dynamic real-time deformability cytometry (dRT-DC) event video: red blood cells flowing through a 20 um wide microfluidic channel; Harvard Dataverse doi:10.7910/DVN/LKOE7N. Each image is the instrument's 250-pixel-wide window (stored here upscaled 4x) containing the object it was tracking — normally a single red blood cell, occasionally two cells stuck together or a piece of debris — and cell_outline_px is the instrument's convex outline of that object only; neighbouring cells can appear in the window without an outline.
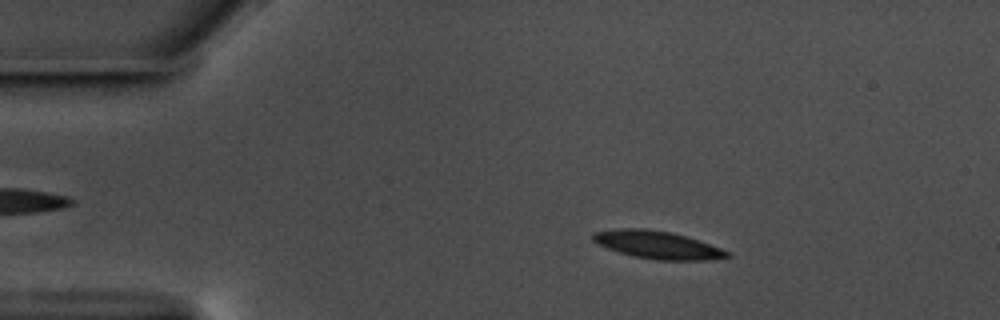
{"species": "common noctule bat (a hibernating species)", "species_latin": "Nyctalus noctula", "temperature_condition": "warm", "stored_images_in_passage": 57, "camera_frame_rate_fps": 3000, "um_per_image_px": 0.085, "animal": {"sex": "male", "body_mass_g": 17.5, "forearm_length_mm": 52.3}, "frame": {"image": 1, "passage_image": 10, "time_ms": 3.0, "image_size_px": [1000, 320], "cell_outline_px": [[732, 256], [708, 260], [656, 260], [632, 256], [596, 244], [592, 240], [592, 236], [596, 232], [620, 228], [644, 228], [672, 232], [732, 252]], "centroid_in_image_um": [55.88, 20.82], "position_along_channel_um": 29.1, "area_um2": 21.56}}
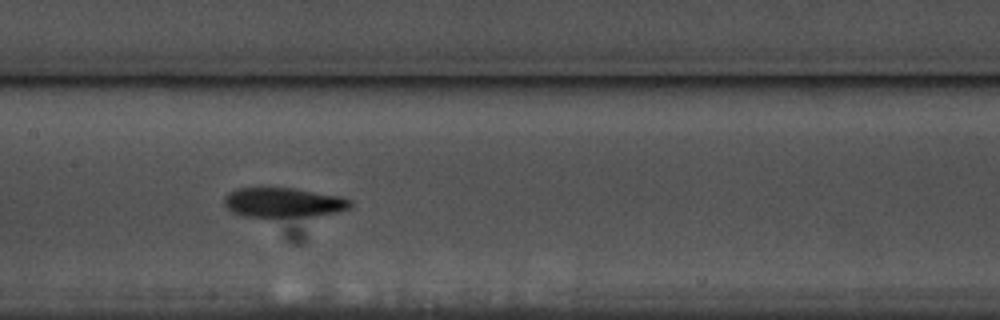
{"frame": {"image": 2, "passage_image": 28, "time_ms": 9.0, "image_size_px": [1000, 320], "cell_outline_px": [[352, 204], [348, 208], [336, 212], [312, 216], [244, 216], [232, 212], [224, 204], [224, 196], [228, 192], [240, 188], [296, 188], [340, 196], [352, 200]], "centroid_in_image_um": [24.08, 17.2], "position_along_channel_um": 183.3, "area_um2": 21.62}}
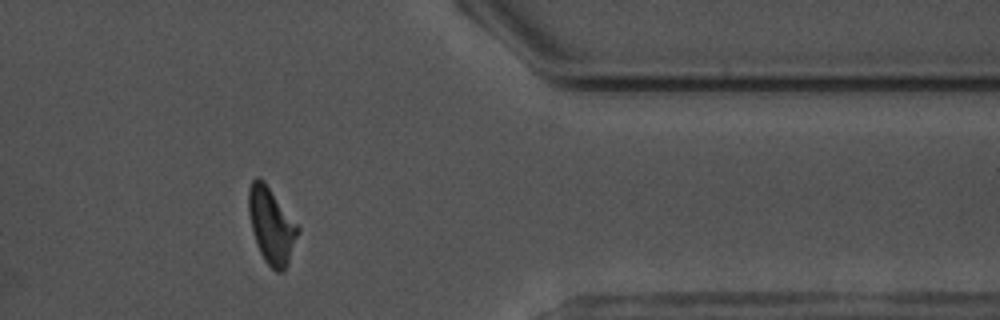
{"frame": {"image": 3, "passage_image": 47, "time_ms": 15.333, "image_size_px": [1000, 320], "cell_outline_px": [[300, 232], [288, 264], [284, 272], [276, 272], [264, 260], [260, 252], [252, 228], [248, 212], [248, 188], [252, 180], [256, 176], [260, 176], [264, 180], [300, 224]], "centroid_in_image_um": [23.11, 19.13], "position_along_channel_um": 388.3, "area_um2": 22.43}, "authors_computed_cell_mechanics": {"area_um2": 21.386, "velocity_mm_per_s": 3.5344, "shape_relaxation_time_tau1_ms": 4.6969, "shape_relaxation_time_tau2_ms": 5.0909, "deformation_change_tau1": 0.1336, "deformation_change_tau2": 0.1188}}